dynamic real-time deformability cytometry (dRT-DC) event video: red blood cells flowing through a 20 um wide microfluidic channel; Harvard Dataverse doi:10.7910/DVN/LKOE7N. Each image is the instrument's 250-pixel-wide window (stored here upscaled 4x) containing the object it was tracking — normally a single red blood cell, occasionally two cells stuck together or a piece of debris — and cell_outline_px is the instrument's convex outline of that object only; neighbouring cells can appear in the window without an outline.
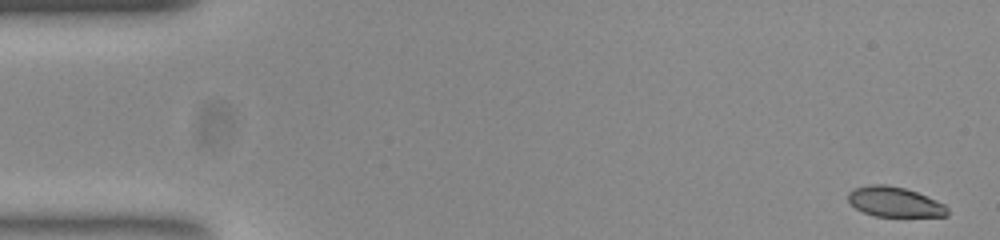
{"species": "common noctule bat (a hibernating species)", "species_latin": "Nyctalus noctula", "temperature_condition": "room temperature", "stored_images_in_passage": 15, "camera_frame_rate_fps": 3000, "um_per_image_px": 0.085, "animal": {"sex": "female", "body_mass_g": 23.0, "forearm_length_mm": 53.4}, "frame": {"image": 1, "passage_image": 1, "time_ms": 0.0, "image_size_px": [1000, 240], "cell_outline_px": [[948, 216], [872, 216], [856, 208], [848, 200], [848, 192], [856, 188], [868, 184], [888, 184], [904, 188], [916, 192], [936, 200], [944, 204], [948, 208]], "centroid_in_image_um": [76.04, 17.16], "position_along_channel_um": 9.0, "area_um2": 17.28}}
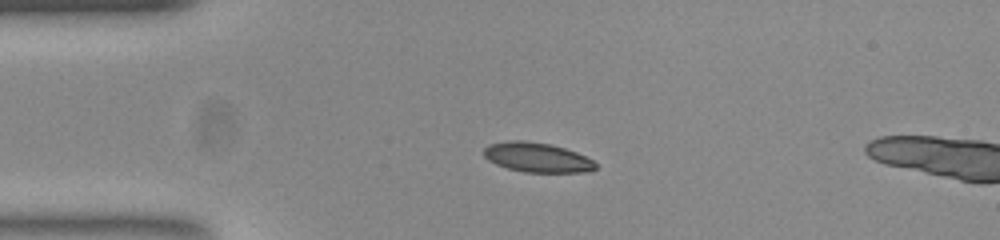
{"frame": {"image": 2, "passage_image": 12, "time_ms": 3.667, "image_size_px": [1000, 240], "cell_outline_px": [[596, 168], [588, 172], [524, 172], [508, 168], [496, 164], [488, 160], [484, 156], [484, 148], [488, 144], [508, 140], [524, 140], [552, 144], [576, 152], [592, 160], [596, 164]], "centroid_in_image_um": [45.63, 13.37], "position_along_channel_um": 39.4, "area_um2": 19.31}}